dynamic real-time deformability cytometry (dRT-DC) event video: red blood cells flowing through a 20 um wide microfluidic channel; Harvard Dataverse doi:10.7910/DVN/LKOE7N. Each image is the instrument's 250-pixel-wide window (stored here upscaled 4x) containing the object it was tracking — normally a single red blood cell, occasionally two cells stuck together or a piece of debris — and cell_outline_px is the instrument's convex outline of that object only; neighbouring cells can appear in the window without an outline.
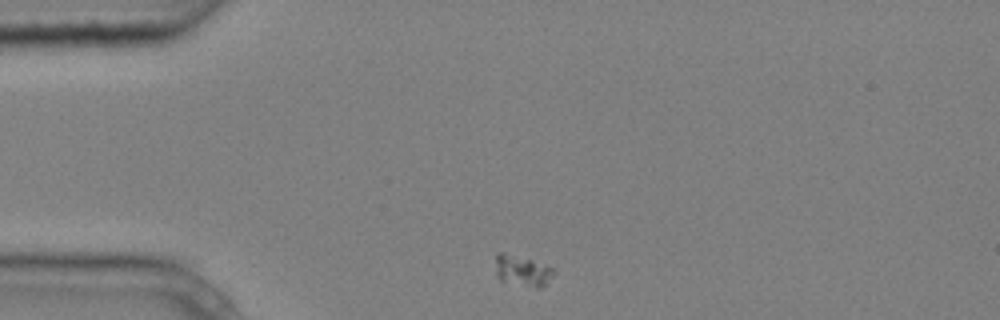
{"species": "common noctule bat (a hibernating species)", "species_latin": "Nyctalus noctula", "temperature_condition": "cold", "stored_images_in_passage": 2, "camera_frame_rate_fps": 3000, "um_per_image_px": 0.085, "animal": {"sex": "male", "body_mass_g": 20.4}, "frame": {"image": 1, "passage_image": 1, "time_ms": 0.0, "image_size_px": [1000, 320], "cell_outline_px": [[556, 272], [544, 288], [536, 288], [500, 280], [496, 276], [496, 256], [500, 252], [504, 252], [532, 260], [552, 268]], "centroid_in_image_um": [44.42, 23.03], "position_along_channel_um": 40.6, "area_um2": 10.46}}